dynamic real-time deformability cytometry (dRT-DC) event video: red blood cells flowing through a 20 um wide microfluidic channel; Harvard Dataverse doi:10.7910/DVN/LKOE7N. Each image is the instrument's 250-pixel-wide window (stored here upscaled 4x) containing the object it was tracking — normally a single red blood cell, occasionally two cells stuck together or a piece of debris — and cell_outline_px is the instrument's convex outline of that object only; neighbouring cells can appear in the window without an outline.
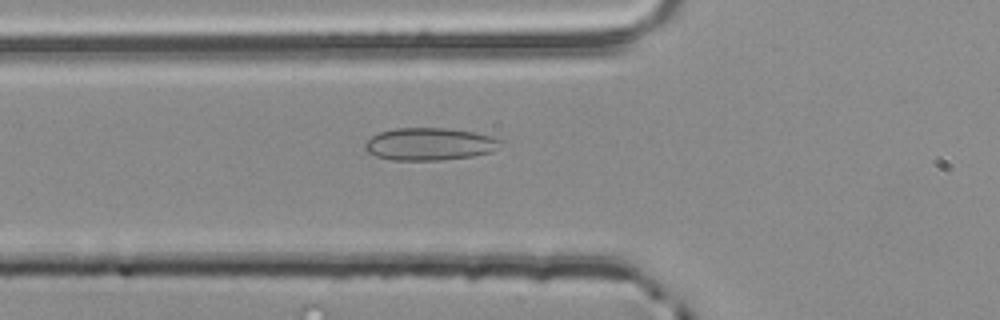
{"species": "common noctule bat (a hibernating species)", "species_latin": "Nyctalus noctula", "temperature_condition": "room temperature", "stored_images_in_passage": 35, "camera_frame_rate_fps": 3000, "um_per_image_px": 0.085, "animal": {"sex": "male", "body_mass_g": 20.4}, "frame": {"image": 1, "passage_image": 5, "time_ms": 1.333, "image_size_px": [1000, 320], "cell_outline_px": [[504, 140], [492, 152], [472, 156], [440, 160], [392, 160], [376, 156], [368, 152], [364, 148], [364, 144], [372, 136], [380, 132], [396, 128], [448, 128], [472, 132]], "centroid_in_image_um": [36.5, 12.25], "position_along_channel_um": 89.3, "area_um2": 25.49}}
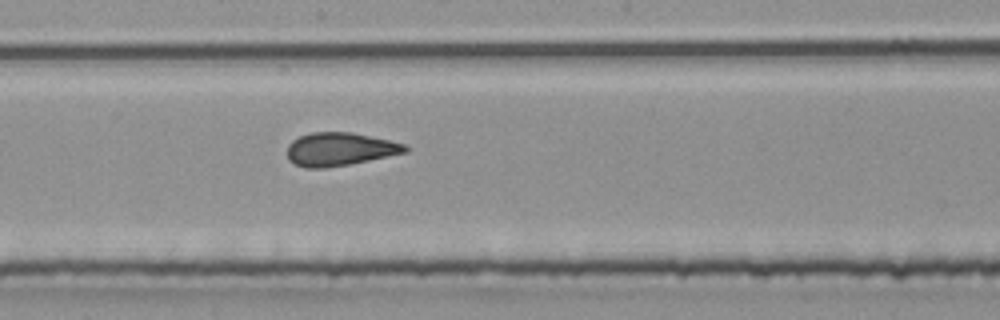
{"frame": {"image": 2, "passage_image": 15, "time_ms": 4.667, "image_size_px": [1000, 320], "cell_outline_px": [[408, 152], [348, 164], [324, 168], [304, 168], [288, 160], [288, 144], [292, 140], [300, 136], [312, 132], [352, 132], [388, 140], [404, 144], [408, 148]], "centroid_in_image_um": [28.85, 12.68], "position_along_channel_um": 219.3, "area_um2": 22.66}}
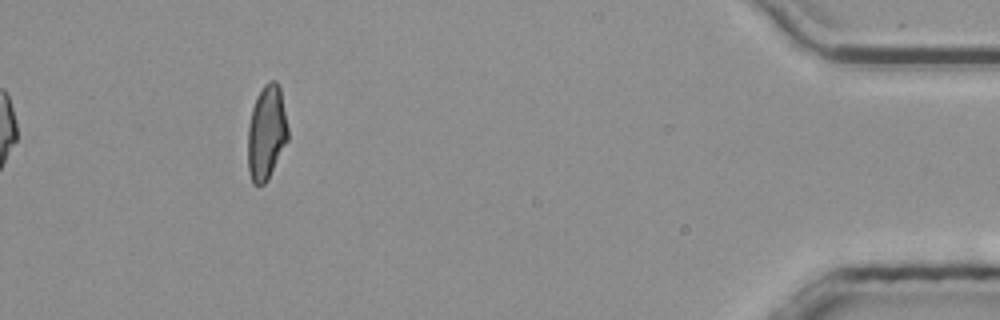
{"frame": {"image": 3, "passage_image": 35, "time_ms": 11.333, "image_size_px": [1000, 320], "cell_outline_px": [[288, 140], [268, 180], [264, 184], [252, 184], [248, 168], [248, 124], [252, 108], [256, 96], [264, 84], [268, 80], [276, 80], [280, 88], [288, 128]], "centroid_in_image_um": [22.64, 11.26], "position_along_channel_um": 412.6, "area_um2": 22.25}, "authors_computed_cell_mechanics": {"area_um2": 22.7732, "velocity_mm_per_s": 3.8878, "shape_relaxation_time_tau1_ms": null, "shape_relaxation_time_tau2_ms": 1.8005, "deformation_change_tau1": null, "deformation_change_tau2": 0.0963}}